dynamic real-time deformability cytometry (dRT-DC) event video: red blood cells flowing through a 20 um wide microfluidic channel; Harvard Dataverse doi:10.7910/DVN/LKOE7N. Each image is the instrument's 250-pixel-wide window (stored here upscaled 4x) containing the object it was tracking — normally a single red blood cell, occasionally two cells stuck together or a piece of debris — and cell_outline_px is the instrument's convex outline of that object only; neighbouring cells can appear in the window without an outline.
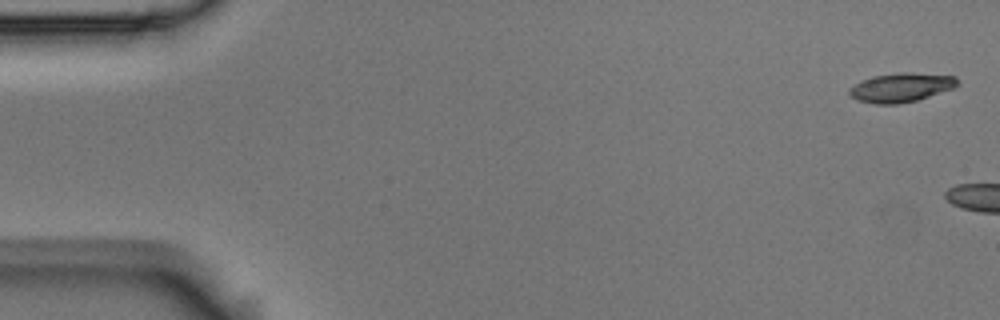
{"species": "Egyptian fruit bat (a non-hibernating species)", "species_latin": "Rousettus aegyptiacus", "temperature_condition": "room temperature", "stored_images_in_passage": 3, "camera_frame_rate_fps": 3000, "um_per_image_px": 0.085, "animal": {"sex": "male"}, "frame": {"image": 1, "passage_image": 1, "time_ms": 0.0, "image_size_px": [1000, 320], "cell_outline_px": [[956, 88], [916, 100], [896, 104], [876, 104], [856, 100], [848, 92], [860, 80], [872, 76], [900, 72], [908, 72], [956, 76]], "centroid_in_image_um": [76.59, 7.43], "position_along_channel_um": 8.4, "area_um2": 18.21}}